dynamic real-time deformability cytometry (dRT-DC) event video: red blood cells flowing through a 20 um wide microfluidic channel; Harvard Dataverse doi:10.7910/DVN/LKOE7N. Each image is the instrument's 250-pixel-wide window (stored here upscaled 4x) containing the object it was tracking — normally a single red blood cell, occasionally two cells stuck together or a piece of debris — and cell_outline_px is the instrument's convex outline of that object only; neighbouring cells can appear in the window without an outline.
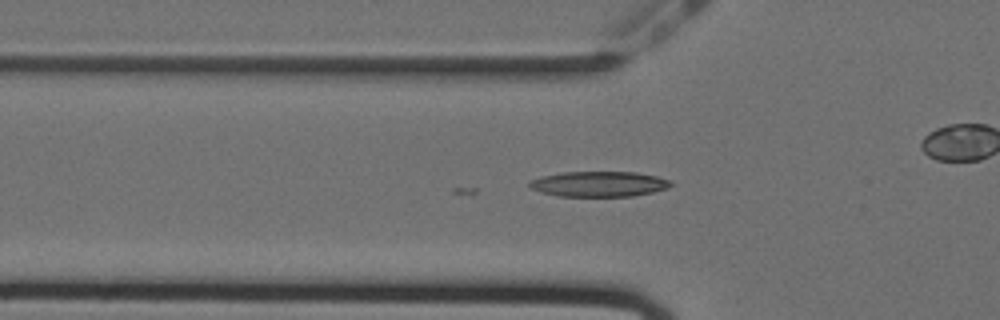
{"species": "Egyptian fruit bat (a non-hibernating species)", "species_latin": "Rousettus aegyptiacus", "temperature_condition": "cold", "stored_images_in_passage": 44, "camera_frame_rate_fps": 3000, "um_per_image_px": 0.085, "animal": {"sex": "female"}, "frame": {"image": 1, "passage_image": 11, "time_ms": 3.333, "image_size_px": [1000, 320], "cell_outline_px": [[672, 184], [668, 188], [652, 192], [632, 196], [560, 196], [540, 192], [528, 188], [528, 180], [540, 176], [564, 172], [636, 172], [656, 176], [672, 180]], "centroid_in_image_um": [50.87, 15.63], "position_along_channel_um": 74.9, "area_um2": 21.04}}
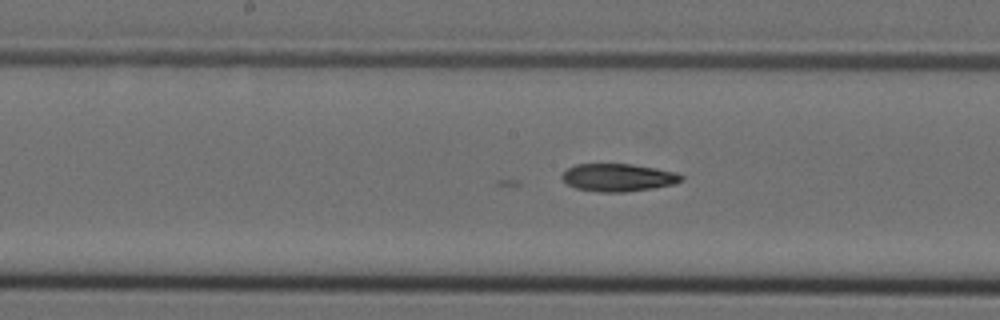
{"frame": {"image": 2, "passage_image": 21, "time_ms": 6.667, "image_size_px": [1000, 320], "cell_outline_px": [[684, 180], [672, 184], [652, 188], [624, 192], [600, 192], [576, 188], [568, 184], [560, 176], [568, 168], [576, 164], [632, 164], [656, 168], [676, 172], [684, 176]], "centroid_in_image_um": [52.56, 15.08], "position_along_channel_um": 195.6, "area_um2": 19.19}}
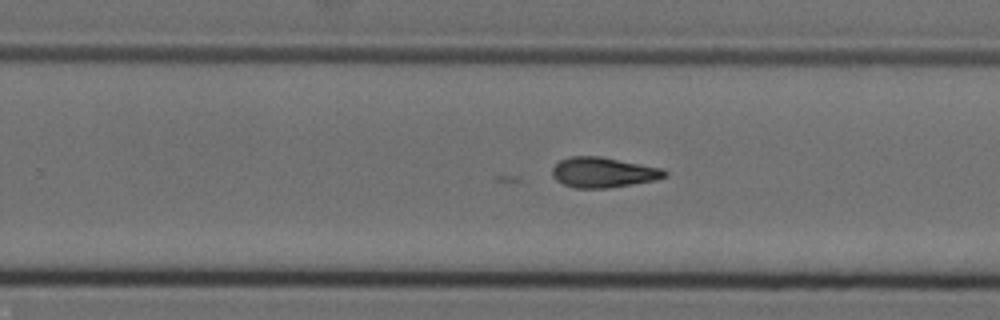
{"frame": {"image": 3, "passage_image": 28, "time_ms": 9.0, "image_size_px": [1000, 320], "cell_outline_px": [[668, 176], [656, 180], [608, 188], [572, 188], [556, 180], [552, 176], [552, 168], [560, 160], [568, 156], [600, 156], [664, 168], [668, 172]], "centroid_in_image_um": [51.3, 14.65], "position_along_channel_um": 278.5, "area_um2": 20.06}}